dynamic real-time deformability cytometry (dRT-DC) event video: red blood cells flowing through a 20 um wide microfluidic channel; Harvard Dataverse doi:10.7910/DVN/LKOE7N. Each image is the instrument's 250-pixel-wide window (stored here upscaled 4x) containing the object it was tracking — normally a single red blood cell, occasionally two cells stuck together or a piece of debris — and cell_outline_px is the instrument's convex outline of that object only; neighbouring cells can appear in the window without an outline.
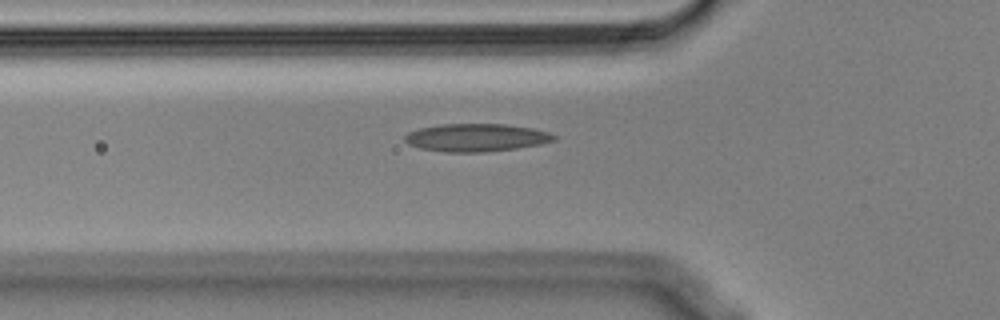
{"species": "Egyptian fruit bat (a non-hibernating species)", "species_latin": "Rousettus aegyptiacus", "temperature_condition": "cold", "stored_images_in_passage": 31, "camera_frame_rate_fps": 3000, "um_per_image_px": 0.085, "animal": {"sex": "male"}, "frame": {"image": 1, "passage_image": 2, "time_ms": 0.333, "image_size_px": [1000, 320], "cell_outline_px": [[556, 140], [540, 144], [516, 148], [484, 152], [444, 152], [420, 148], [408, 144], [404, 140], [404, 136], [408, 132], [420, 128], [440, 124], [504, 124], [532, 128], [548, 132], [556, 136]], "centroid_in_image_um": [40.46, 11.69], "position_along_channel_um": 85.3, "area_um2": 24.16}}
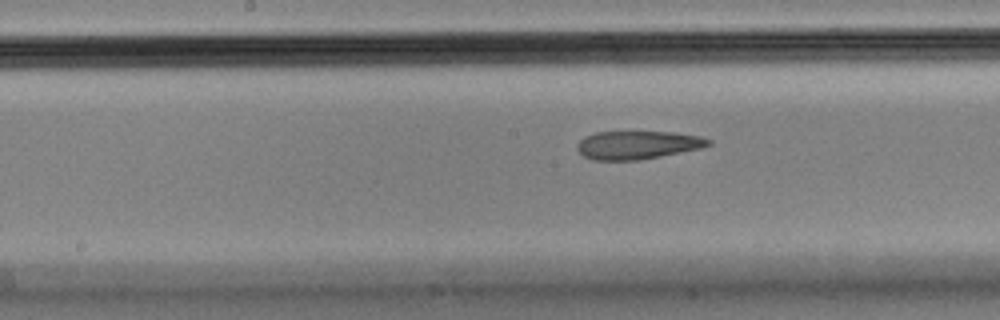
{"frame": {"image": 2, "passage_image": 11, "time_ms": 3.333, "image_size_px": [1000, 320], "cell_outline_px": [[712, 144], [700, 148], [640, 160], [592, 160], [584, 156], [576, 148], [576, 144], [584, 136], [596, 132], [676, 132], [700, 136], [712, 140]], "centroid_in_image_um": [54.18, 12.32], "position_along_channel_um": 194.0, "area_um2": 21.62}}
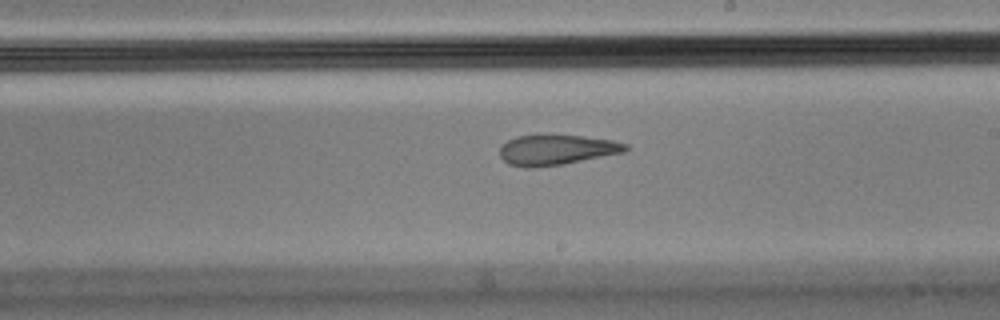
{"frame": {"image": 3, "passage_image": 15, "time_ms": 4.667, "image_size_px": [1000, 320], "cell_outline_px": [[632, 148], [624, 152], [564, 164], [532, 168], [524, 168], [508, 164], [500, 156], [500, 148], [508, 140], [516, 136], [584, 136], [612, 140], [628, 144]], "centroid_in_image_um": [47.33, 12.75], "position_along_channel_um": 241.7, "area_um2": 22.02}}